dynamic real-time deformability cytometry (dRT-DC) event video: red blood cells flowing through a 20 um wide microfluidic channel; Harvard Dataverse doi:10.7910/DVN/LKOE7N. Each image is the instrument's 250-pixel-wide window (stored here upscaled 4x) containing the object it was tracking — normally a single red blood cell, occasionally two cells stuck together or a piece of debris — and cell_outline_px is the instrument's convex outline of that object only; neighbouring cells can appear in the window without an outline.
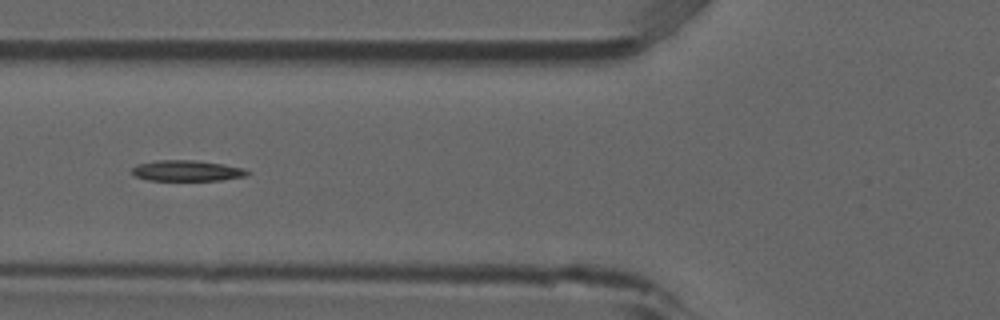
{"species": "common noctule bat (a hibernating species)", "species_latin": "Nyctalus noctula", "temperature_condition": "room temperature", "stored_images_in_passage": 6, "camera_frame_rate_fps": 3000, "um_per_image_px": 0.085, "animal": {"sex": "male", "forearm_length_mm": 52.5}, "frame": {"image": 1, "passage_image": 6, "time_ms": 1.667, "image_size_px": [1000, 320], "cell_outline_px": [[252, 172], [248, 176], [220, 180], [148, 180], [136, 176], [132, 172], [132, 168], [136, 164], [156, 160], [196, 160], [224, 164], [244, 168]], "centroid_in_image_um": [15.93, 14.5], "position_along_channel_um": 109.9, "area_um2": 14.1}}